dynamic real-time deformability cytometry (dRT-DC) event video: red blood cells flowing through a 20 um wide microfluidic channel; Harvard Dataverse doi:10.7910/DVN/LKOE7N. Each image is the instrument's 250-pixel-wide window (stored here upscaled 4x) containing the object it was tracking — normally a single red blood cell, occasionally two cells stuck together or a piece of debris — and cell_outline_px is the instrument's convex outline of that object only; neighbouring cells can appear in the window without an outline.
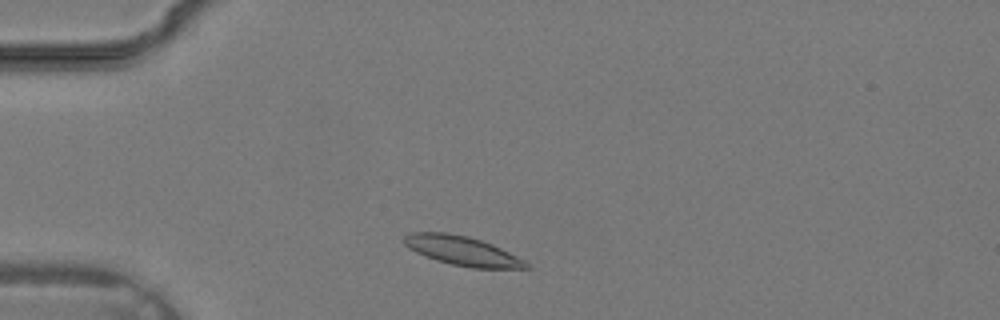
{"species": "common noctule bat (a hibernating species)", "species_latin": "Nyctalus noctula", "temperature_condition": "warm", "stored_images_in_passage": 29, "camera_frame_rate_fps": 3000, "um_per_image_px": 0.085, "animal": {"sex": "male", "body_mass_g": 19.2, "forearm_length_mm": 51.8}, "frame": {"image": 1, "passage_image": 3, "time_ms": 0.667, "image_size_px": [1000, 320], "cell_outline_px": [[532, 268], [472, 268], [452, 264], [436, 260], [416, 252], [408, 248], [404, 244], [404, 236], [408, 232], [448, 232], [468, 236], [492, 244], [524, 260]], "centroid_in_image_um": [39.26, 21.31], "position_along_channel_um": 45.7, "area_um2": 20.69}}
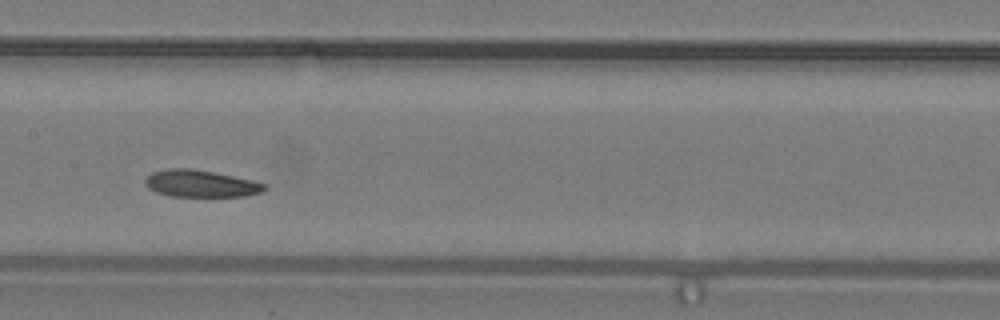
{"frame": {"image": 2, "passage_image": 12, "time_ms": 3.667, "image_size_px": [1000, 320], "cell_outline_px": [[268, 188], [260, 192], [244, 196], [172, 196], [156, 192], [148, 188], [144, 184], [144, 180], [152, 172], [172, 168], [192, 168], [252, 180], [268, 184]], "centroid_in_image_um": [17.06, 15.6], "position_along_channel_um": 190.3, "area_um2": 18.67}}
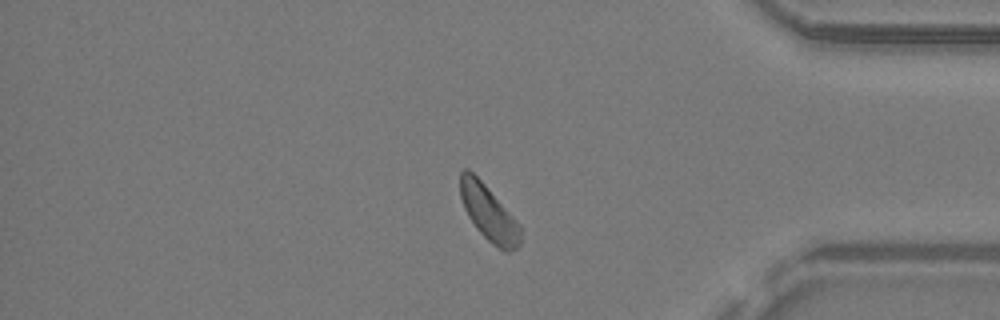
{"frame": {"image": 3, "passage_image": 24, "time_ms": 7.667, "image_size_px": [1000, 320], "cell_outline_px": [[520, 244], [516, 248], [508, 252], [504, 252], [492, 244], [476, 228], [468, 216], [464, 208], [460, 196], [460, 172], [464, 168], [468, 168], [484, 184], [520, 224]], "centroid_in_image_um": [41.53, 18.12], "position_along_channel_um": 393.7, "area_um2": 19.25}}